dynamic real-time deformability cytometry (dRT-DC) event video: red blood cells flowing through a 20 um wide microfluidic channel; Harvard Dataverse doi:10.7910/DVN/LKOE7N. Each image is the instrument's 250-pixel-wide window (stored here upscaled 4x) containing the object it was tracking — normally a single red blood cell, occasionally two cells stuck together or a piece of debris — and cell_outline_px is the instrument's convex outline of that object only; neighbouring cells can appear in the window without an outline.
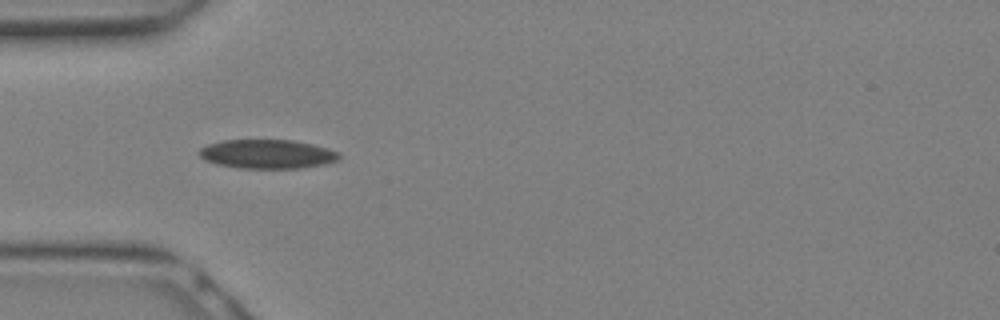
{"species": "Egyptian fruit bat (a non-hibernating species)", "species_latin": "Rousettus aegyptiacus", "temperature_condition": "warm", "stored_images_in_passage": 6, "camera_frame_rate_fps": 3000, "um_per_image_px": 0.085, "animal": {"sex": "female"}, "frame": {"image": 1, "passage_image": 1, "time_ms": 0.0, "image_size_px": [1000, 320], "cell_outline_px": [[340, 160], [324, 164], [300, 168], [240, 168], [216, 164], [204, 160], [196, 152], [200, 148], [208, 144], [224, 140], [292, 140], [312, 144], [328, 148], [340, 152]], "centroid_in_image_um": [22.72, 13.09], "position_along_channel_um": 62.3, "area_um2": 23.81}}
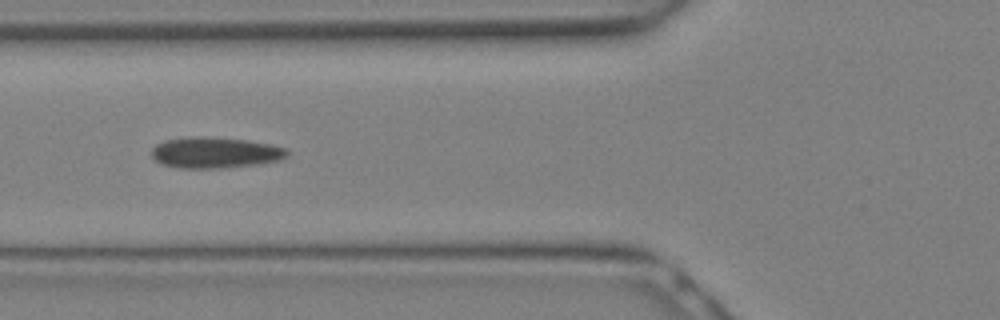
{"frame": {"image": 2, "passage_image": 3, "time_ms": 0.667, "image_size_px": [1000, 320], "cell_outline_px": [[288, 156], [276, 160], [260, 164], [220, 168], [176, 168], [160, 164], [152, 156], [152, 148], [156, 144], [164, 140], [192, 136], [200, 136], [248, 140], [272, 144], [284, 148], [288, 152]], "centroid_in_image_um": [18.25, 12.97], "position_along_channel_um": 107.6, "area_um2": 24.57}}
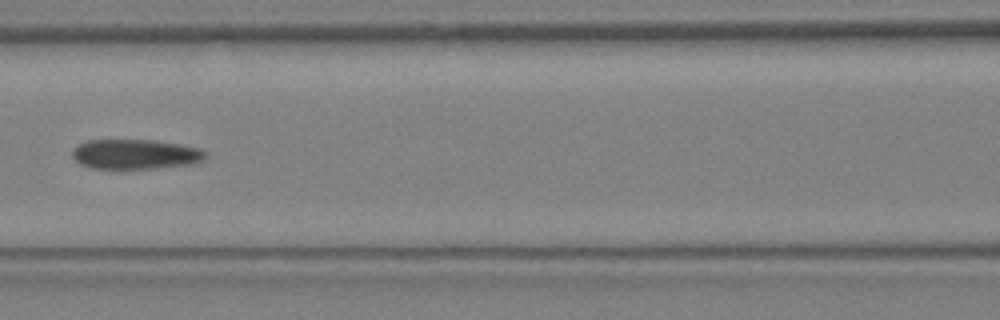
{"frame": {"image": 3, "passage_image": 5, "time_ms": 1.333, "image_size_px": [1000, 320], "cell_outline_px": [[208, 156], [204, 160], [192, 164], [152, 168], [92, 168], [80, 164], [72, 156], [72, 148], [76, 144], [88, 140], [152, 140], [180, 144], [200, 148], [208, 152]], "centroid_in_image_um": [11.52, 13.1], "position_along_channel_um": 155.1, "area_um2": 23.29}}